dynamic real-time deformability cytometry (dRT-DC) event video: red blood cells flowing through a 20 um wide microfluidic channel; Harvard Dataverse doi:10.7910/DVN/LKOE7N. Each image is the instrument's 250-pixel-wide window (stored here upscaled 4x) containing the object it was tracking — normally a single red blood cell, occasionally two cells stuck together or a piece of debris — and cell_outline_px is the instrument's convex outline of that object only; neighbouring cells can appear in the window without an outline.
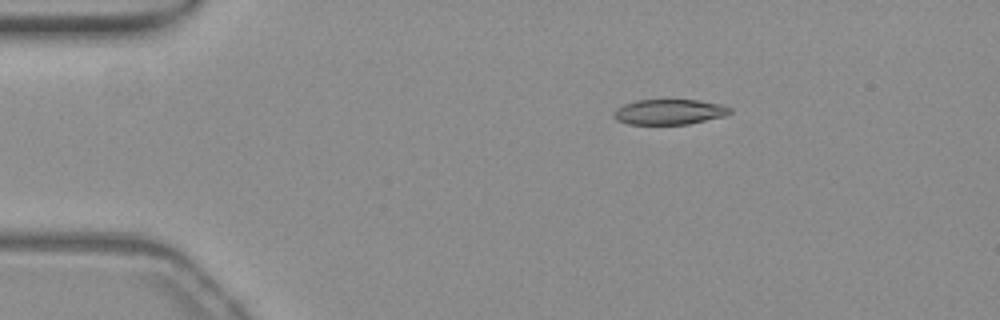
{"species": "common noctule bat (a hibernating species)", "species_latin": "Nyctalus noctula", "temperature_condition": "warm", "stored_images_in_passage": 42, "camera_frame_rate_fps": 3000, "um_per_image_px": 0.085, "animal": {"sex": "female", "body_mass_g": 19.3, "forearm_length_mm": 54.1}, "frame": {"image": 1, "passage_image": 1, "time_ms": 0.0, "image_size_px": [1000, 320], "cell_outline_px": [[732, 112], [724, 116], [688, 124], [628, 124], [616, 120], [612, 116], [612, 112], [616, 108], [624, 104], [636, 100], [696, 100], [720, 104], [732, 108]], "centroid_in_image_um": [56.85, 9.51], "position_along_channel_um": 28.2, "area_um2": 17.17}}
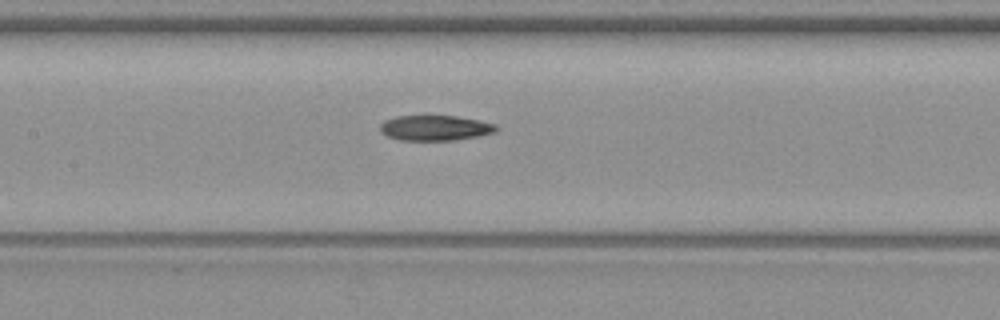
{"frame": {"image": 2, "passage_image": 17, "time_ms": 5.333, "image_size_px": [1000, 320], "cell_outline_px": [[500, 128], [496, 132], [456, 140], [400, 140], [388, 136], [380, 132], [380, 124], [384, 120], [396, 116], [456, 116], [480, 120], [496, 124]], "centroid_in_image_um": [37.0, 10.87], "position_along_channel_um": 170.4, "area_um2": 17.17}}
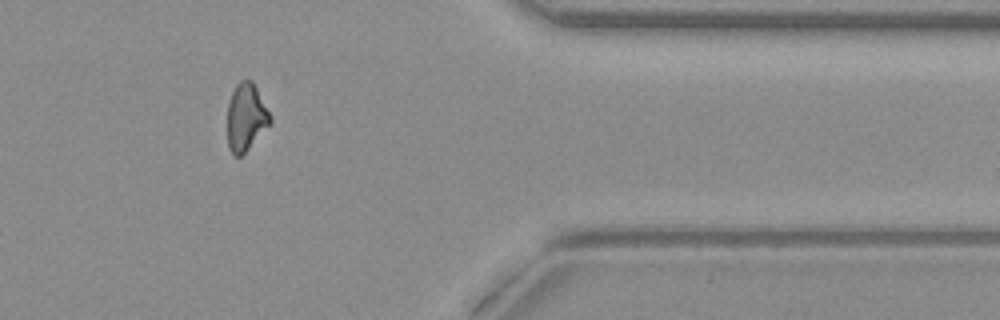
{"frame": {"image": 3, "passage_image": 36, "time_ms": 11.667, "image_size_px": [1000, 320], "cell_outline_px": [[272, 124], [240, 156], [236, 156], [228, 148], [228, 104], [232, 92], [236, 84], [240, 80], [252, 80], [272, 116]], "centroid_in_image_um": [20.94, 9.94], "position_along_channel_um": 390.5, "area_um2": 16.82}, "authors_computed_cell_mechanics": {"area_um2": 17.629, "velocity_mm_per_s": 3.8338, "shape_relaxation_time_tau1_ms": null, "shape_relaxation_time_tau2_ms": 3.3011, "deformation_change_tau1": null, "deformation_change_tau2": 0.1101}}